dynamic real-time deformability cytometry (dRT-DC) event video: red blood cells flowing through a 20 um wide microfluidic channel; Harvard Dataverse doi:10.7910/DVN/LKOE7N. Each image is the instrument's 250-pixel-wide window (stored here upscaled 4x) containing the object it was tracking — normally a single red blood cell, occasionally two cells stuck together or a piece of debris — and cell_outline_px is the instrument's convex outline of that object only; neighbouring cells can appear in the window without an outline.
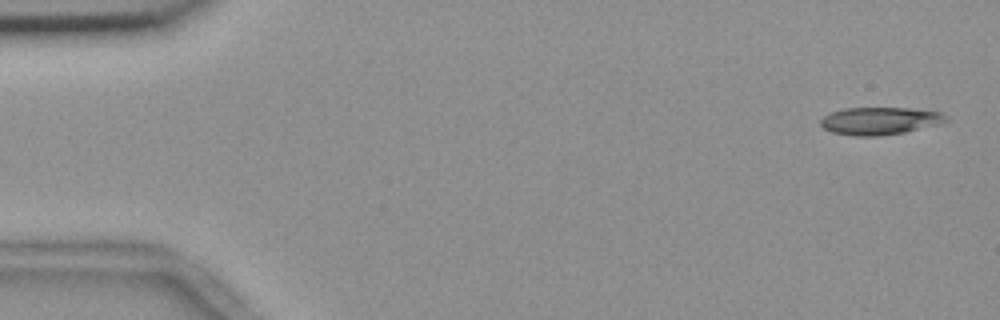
{"species": "common noctule bat (a hibernating species)", "species_latin": "Nyctalus noctula", "temperature_condition": "room temperature", "stored_images_in_passage": 54, "camera_frame_rate_fps": 3000, "um_per_image_px": 0.085, "animal": {"sex": "female", "body_mass_g": 18.4}, "frame": {"image": 1, "passage_image": 1, "time_ms": 0.0, "image_size_px": [1000, 320], "cell_outline_px": [[948, 120], [940, 124], [904, 132], [880, 136], [852, 136], [832, 132], [824, 128], [820, 124], [820, 120], [828, 112], [844, 108], [908, 108], [940, 112], [948, 116]], "centroid_in_image_um": [74.76, 10.27], "position_along_channel_um": 10.2, "area_um2": 20.23}}
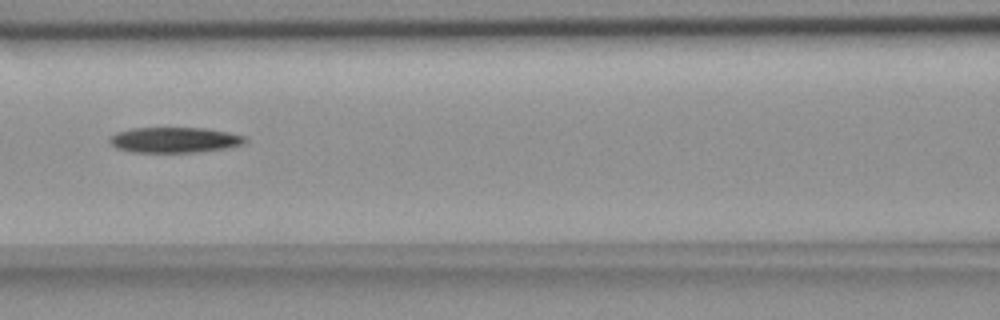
{"frame": {"image": 2, "passage_image": 23, "time_ms": 7.333, "image_size_px": [1000, 320], "cell_outline_px": [[248, 140], [244, 144], [228, 148], [200, 152], [132, 152], [116, 148], [108, 140], [116, 132], [132, 128], [204, 128], [228, 132], [244, 136]], "centroid_in_image_um": [14.86, 11.9], "position_along_channel_um": 151.7, "area_um2": 20.17}}
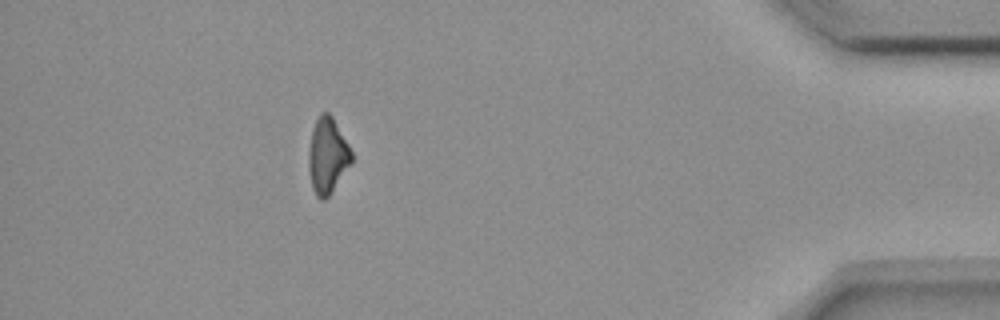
{"frame": {"image": 3, "passage_image": 48, "time_ms": 15.667, "image_size_px": [1000, 320], "cell_outline_px": [[352, 164], [328, 196], [324, 200], [320, 200], [316, 196], [312, 188], [308, 168], [308, 152], [312, 128], [320, 112], [328, 112], [332, 116], [348, 144], [352, 152]], "centroid_in_image_um": [27.82, 13.24], "position_along_channel_um": 407.4, "area_um2": 19.07}}